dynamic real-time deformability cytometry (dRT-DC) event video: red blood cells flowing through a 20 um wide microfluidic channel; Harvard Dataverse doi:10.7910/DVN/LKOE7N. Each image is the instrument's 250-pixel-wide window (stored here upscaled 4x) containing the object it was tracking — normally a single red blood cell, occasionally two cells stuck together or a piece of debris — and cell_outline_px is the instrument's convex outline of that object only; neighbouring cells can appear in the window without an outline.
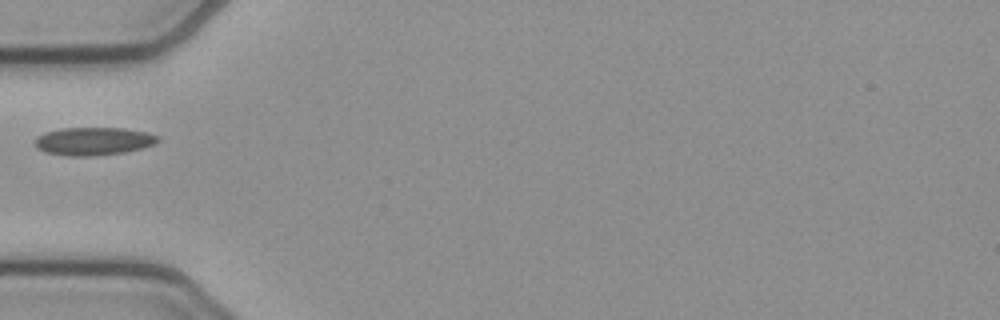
{"species": "common noctule bat (a hibernating species)", "species_latin": "Nyctalus noctula", "temperature_condition": "cold", "stored_images_in_passage": 37, "camera_frame_rate_fps": 3000, "um_per_image_px": 0.085, "animal": {"sex": "female", "body_mass_g": 21.9}, "frame": {"image": 1, "passage_image": 1, "time_ms": 0.0, "image_size_px": [1000, 320], "cell_outline_px": [[160, 140], [156, 144], [144, 148], [124, 152], [92, 156], [64, 156], [44, 152], [36, 148], [36, 136], [44, 132], [60, 128], [124, 128], [148, 132], [160, 136]], "centroid_in_image_um": [7.97, 12.0], "position_along_channel_um": 77.0, "area_um2": 20.4}}
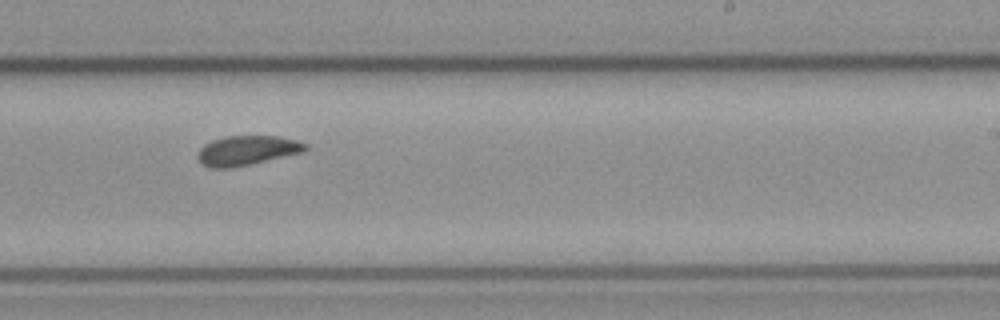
{"frame": {"image": 2, "passage_image": 16, "time_ms": 5.0, "image_size_px": [1000, 320], "cell_outline_px": [[308, 148], [304, 152], [232, 168], [208, 168], [196, 156], [200, 148], [204, 144], [212, 140], [224, 136], [276, 136], [296, 140], [308, 144]], "centroid_in_image_um": [20.99, 12.79], "position_along_channel_um": 268.0, "area_um2": 18.61}}
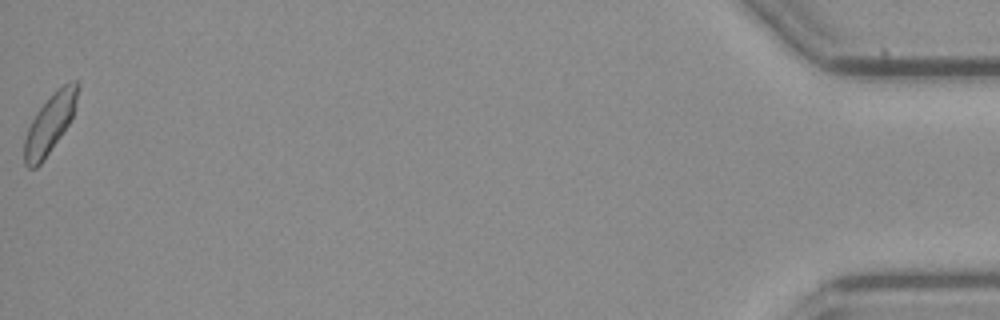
{"frame": {"image": 3, "passage_image": 37, "time_ms": 12.0, "image_size_px": [1000, 320], "cell_outline_px": [[80, 88], [72, 116], [68, 124], [44, 160], [36, 168], [28, 168], [24, 164], [24, 140], [28, 128], [36, 112], [52, 92], [56, 88], [72, 80], [76, 80], [80, 84]], "centroid_in_image_um": [4.24, 10.47], "position_along_channel_um": 431.0, "area_um2": 18.38}}